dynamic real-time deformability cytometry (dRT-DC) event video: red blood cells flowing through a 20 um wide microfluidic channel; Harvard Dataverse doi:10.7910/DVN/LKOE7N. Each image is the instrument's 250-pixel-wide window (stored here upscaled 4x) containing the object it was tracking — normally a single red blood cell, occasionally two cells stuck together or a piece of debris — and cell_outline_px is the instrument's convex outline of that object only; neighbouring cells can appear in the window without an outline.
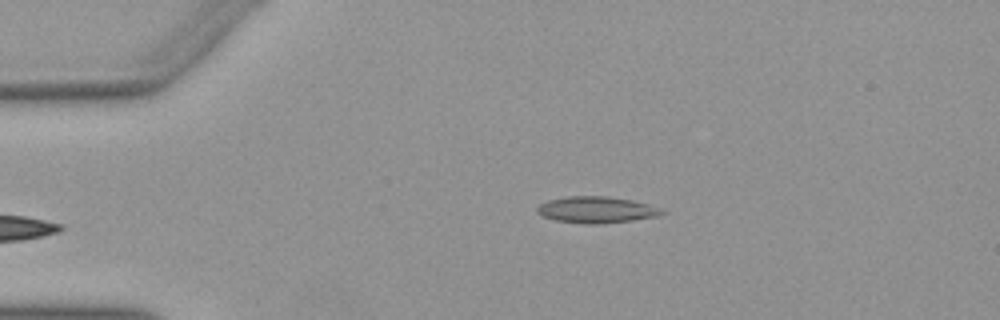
{"species": "Egyptian fruit bat (a non-hibernating species)", "species_latin": "Rousettus aegyptiacus", "temperature_condition": "warm", "stored_images_in_passage": 43, "camera_frame_rate_fps": 3000, "um_per_image_px": 0.085, "animal": {"sex": "female"}, "frame": {"image": 1, "passage_image": 2, "time_ms": 0.333, "image_size_px": [1000, 320], "cell_outline_px": [[668, 212], [656, 216], [632, 220], [600, 224], [588, 224], [556, 220], [540, 216], [536, 212], [536, 208], [540, 204], [548, 200], [568, 196], [608, 196], [632, 200], [648, 204], [660, 208]], "centroid_in_image_um": [50.68, 17.83], "position_along_channel_um": 34.3, "area_um2": 19.25}}
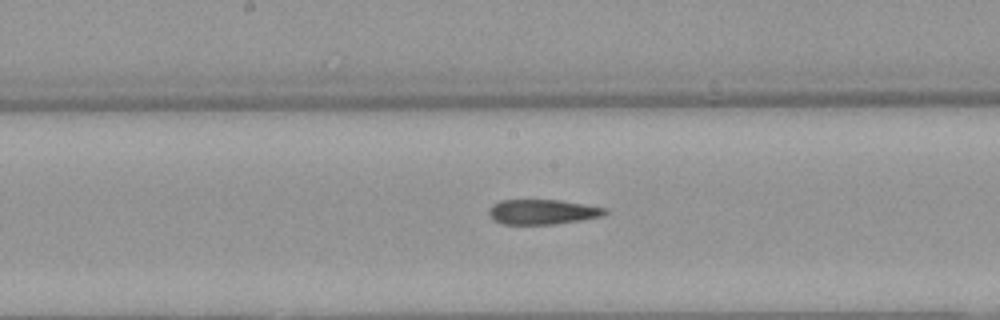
{"frame": {"image": 2, "passage_image": 18, "time_ms": 5.667, "image_size_px": [1000, 320], "cell_outline_px": [[608, 212], [604, 216], [580, 220], [552, 224], [504, 224], [496, 220], [488, 212], [488, 208], [492, 204], [500, 200], [560, 200], [608, 208]], "centroid_in_image_um": [46.15, 18.0], "position_along_channel_um": 202.1, "area_um2": 16.82}}
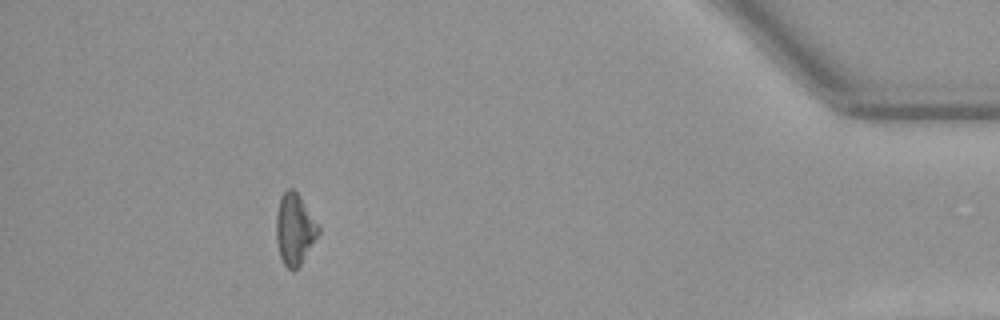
{"frame": {"image": 3, "passage_image": 38, "time_ms": 12.333, "image_size_px": [1000, 320], "cell_outline_px": [[320, 232], [300, 264], [292, 272], [284, 264], [280, 256], [276, 240], [276, 216], [280, 196], [288, 188], [292, 188], [300, 196], [320, 228]], "centroid_in_image_um": [25.03, 19.47], "position_along_channel_um": 410.2, "area_um2": 17.28}, "authors_computed_cell_mechanics": {"area_um2": 17.8024, "velocity_mm_per_s": 3.9731, "shape_relaxation_time_tau1_ms": null, "shape_relaxation_time_tau2_ms": 7.3816, "deformation_change_tau1": null, "deformation_change_tau2": 0.1867}}